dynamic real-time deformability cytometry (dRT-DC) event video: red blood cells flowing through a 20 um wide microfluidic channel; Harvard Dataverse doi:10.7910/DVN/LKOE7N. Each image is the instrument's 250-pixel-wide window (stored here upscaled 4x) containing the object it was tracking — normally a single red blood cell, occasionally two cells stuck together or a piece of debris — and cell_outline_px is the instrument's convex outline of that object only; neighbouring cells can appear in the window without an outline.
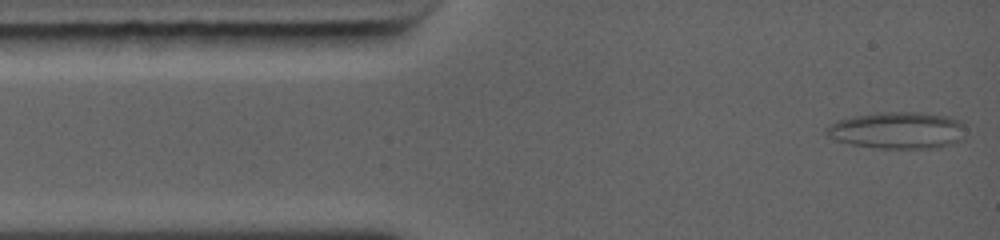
{"species": "common noctule bat (a hibernating species)", "species_latin": "Nyctalus noctula", "temperature_condition": "warm", "stored_images_in_passage": 52, "camera_frame_rate_fps": 5000, "um_per_image_px": 0.085, "animal": {"sex": "female", "body_mass_g": 19.0, "forearm_length_mm": 56.7}, "frame": {"image": 1, "passage_image": 1, "time_ms": 0.0, "image_size_px": [1000, 240], "cell_outline_px": [[964, 124], [960, 140], [952, 144], [936, 148], [876, 148], [852, 144], [836, 140], [824, 136], [824, 128], [836, 120], [852, 116], [876, 112], [920, 112], [948, 116], [960, 120]], "centroid_in_image_um": [76.22, 11.07], "position_along_channel_um": 8.8, "area_um2": 30.17}}
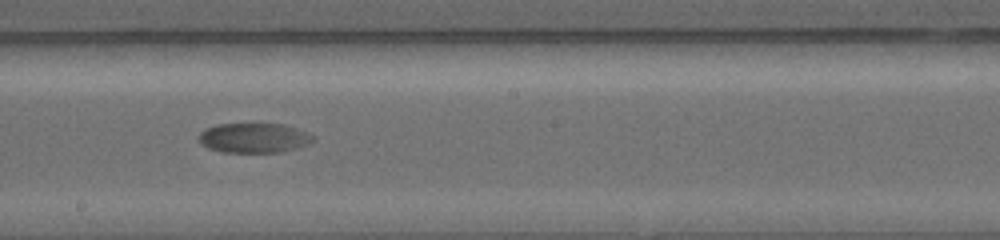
{"frame": {"image": 2, "passage_image": 24, "time_ms": 6.6, "image_size_px": [1000, 240], "cell_outline_px": [[316, 140], [308, 144], [296, 148], [280, 152], [220, 152], [208, 148], [200, 144], [196, 136], [204, 128], [216, 124], [284, 124], [308, 132], [316, 136]], "centroid_in_image_um": [21.56, 11.72], "position_along_channel_um": 226.6, "area_um2": 20.17}}
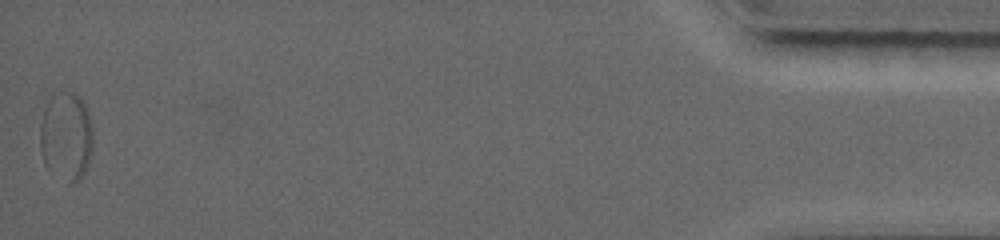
{"frame": {"image": 3, "passage_image": 52, "time_ms": 14.6, "image_size_px": [1000, 240], "cell_outline_px": [[92, 152], [88, 164], [80, 180], [72, 184], [68, 184], [48, 172], [44, 164], [40, 148], [40, 124], [44, 112], [52, 96], [60, 92], [72, 92], [80, 96], [88, 112], [92, 124]], "centroid_in_image_um": [5.63, 11.66], "position_along_channel_um": 429.6, "area_um2": 27.74}, "authors_computed_cell_mechanics": {"area_um2": 21.5305, "velocity_mm_per_s": 4.2628, "shape_relaxation_time_tau1_ms": 6.2286, "shape_relaxation_time_tau2_ms": null, "deformation_change_tau1": 0.1147, "deformation_change_tau2": null}}